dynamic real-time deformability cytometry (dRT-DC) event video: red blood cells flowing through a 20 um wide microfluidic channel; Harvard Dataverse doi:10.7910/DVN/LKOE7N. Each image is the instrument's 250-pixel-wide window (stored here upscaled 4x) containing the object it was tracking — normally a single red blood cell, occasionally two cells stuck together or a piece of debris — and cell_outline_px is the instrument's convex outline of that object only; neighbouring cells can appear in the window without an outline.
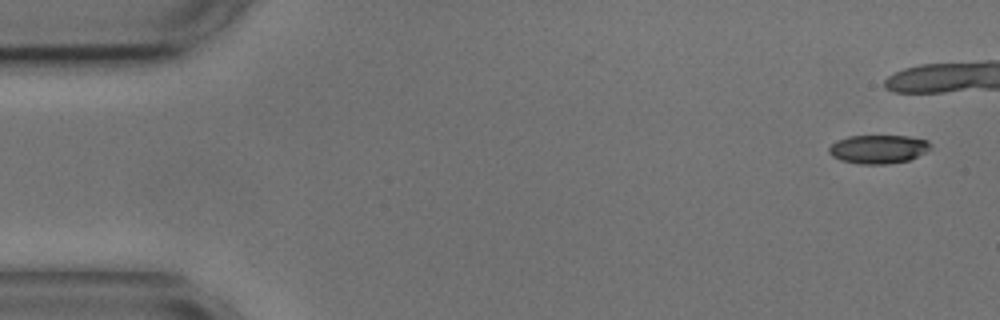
{"species": "common noctule bat (a hibernating species)", "species_latin": "Nyctalus noctula", "temperature_condition": "cold", "stored_images_in_passage": 7, "camera_frame_rate_fps": 3000, "um_per_image_px": 0.085, "animal": {"sex": "male", "body_mass_g": 17.9, "forearm_length_mm": 54.2}, "frame": {"image": 1, "passage_image": 1, "time_ms": 0.0, "image_size_px": [1000, 320], "cell_outline_px": [[932, 148], [908, 160], [888, 164], [860, 164], [840, 160], [832, 156], [828, 152], [828, 148], [836, 140], [848, 136], [908, 136], [928, 140], [932, 144]], "centroid_in_image_um": [74.64, 12.67], "position_along_channel_um": 10.4, "area_um2": 16.99}}